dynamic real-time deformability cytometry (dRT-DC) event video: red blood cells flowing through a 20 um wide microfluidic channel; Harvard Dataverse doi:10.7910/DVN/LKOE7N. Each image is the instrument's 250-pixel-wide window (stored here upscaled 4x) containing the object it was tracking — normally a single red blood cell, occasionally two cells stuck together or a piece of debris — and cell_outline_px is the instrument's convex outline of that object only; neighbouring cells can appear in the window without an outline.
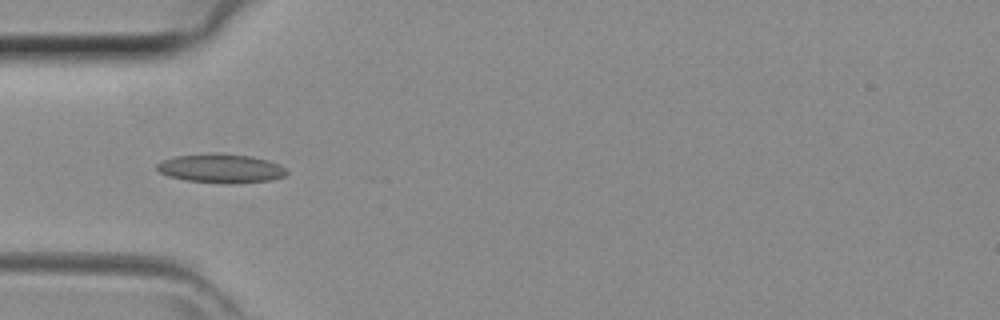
{"species": "common noctule bat (a hibernating species)", "species_latin": "Nyctalus noctula", "temperature_condition": "room temperature", "stored_images_in_passage": 39, "camera_frame_rate_fps": 3000, "um_per_image_px": 0.085, "animal": {"sex": "female", "body_mass_g": 29.2, "forearm_length_mm": 56.3}, "frame": {"image": 1, "passage_image": 10, "time_ms": 3.0, "image_size_px": [1000, 320], "cell_outline_px": [[288, 172], [284, 176], [272, 180], [188, 180], [168, 176], [160, 172], [156, 168], [156, 164], [164, 160], [176, 156], [212, 152], [216, 152], [252, 156], [268, 160], [280, 164]], "centroid_in_image_um": [18.76, 14.23], "position_along_channel_um": 66.2, "area_um2": 20.81}}
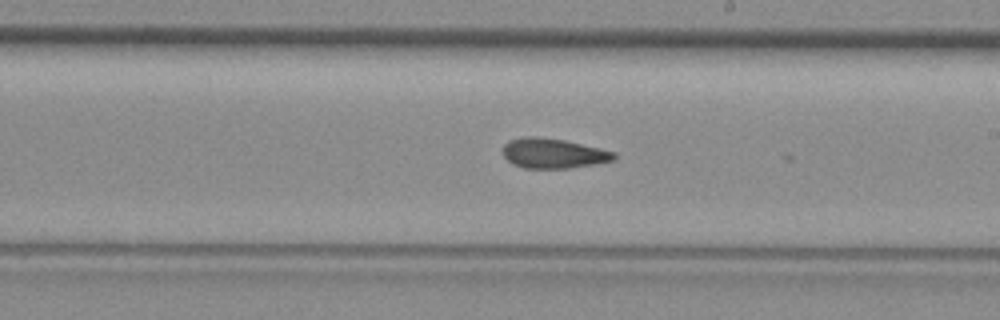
{"frame": {"image": 2, "passage_image": 21, "time_ms": 6.667, "image_size_px": [1000, 320], "cell_outline_px": [[616, 156], [612, 160], [592, 164], [568, 168], [524, 168], [512, 164], [504, 156], [504, 144], [508, 140], [528, 136], [532, 136], [564, 140], [600, 148], [616, 152]], "centroid_in_image_um": [47.0, 13.03], "position_along_channel_um": 242.0, "area_um2": 19.13}}
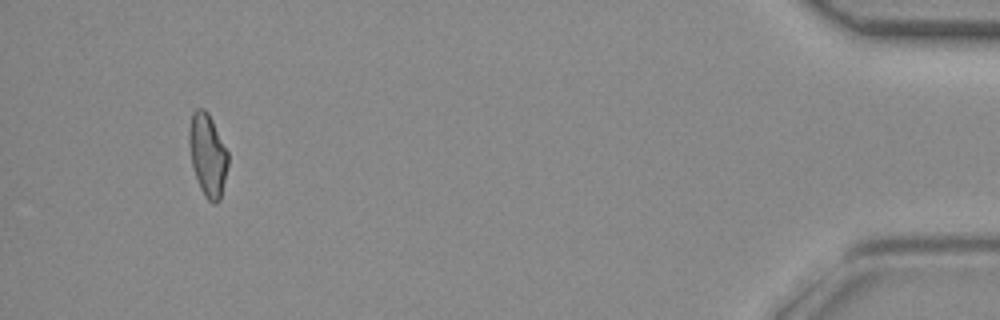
{"frame": {"image": 3, "passage_image": 37, "time_ms": 12.0, "image_size_px": [1000, 320], "cell_outline_px": [[228, 164], [220, 200], [216, 204], [212, 204], [204, 196], [200, 188], [192, 164], [188, 144], [188, 132], [192, 112], [196, 108], [204, 108], [208, 112], [228, 152]], "centroid_in_image_um": [17.64, 13.16], "position_along_channel_um": 417.6, "area_um2": 18.79}}